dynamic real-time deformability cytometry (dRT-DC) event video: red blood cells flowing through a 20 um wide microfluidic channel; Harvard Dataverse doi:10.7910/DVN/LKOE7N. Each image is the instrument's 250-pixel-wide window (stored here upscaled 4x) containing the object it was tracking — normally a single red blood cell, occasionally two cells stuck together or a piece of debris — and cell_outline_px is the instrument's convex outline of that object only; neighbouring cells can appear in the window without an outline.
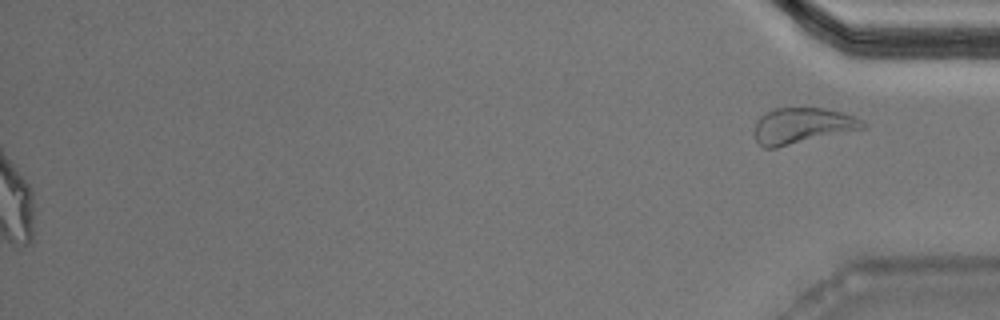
{"species": "Egyptian fruit bat (a non-hibernating species)", "species_latin": "Rousettus aegyptiacus", "temperature_condition": "warm", "stored_images_in_passage": 39, "segment_of_instrument_passage": [2, 2], "camera_frame_rate_fps": 3000, "um_per_image_px": 0.085, "animal": {"sex": "male"}, "frame": {"image": 1, "passage_image": 39, "time_ms": 12.667, "image_size_px": [1000, 320], "cell_outline_px": [[868, 124], [864, 128], [776, 148], [764, 148], [756, 140], [756, 124], [760, 116], [776, 108], [824, 108], [844, 112], [856, 116], [864, 120]], "centroid_in_image_um": [68.25, 10.68], "position_along_channel_um": 366.9, "area_um2": 22.54}}